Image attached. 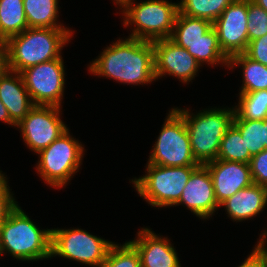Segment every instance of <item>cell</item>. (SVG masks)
Here are the masks:
<instances>
[{
    "label": "cell",
    "instance_id": "cell-9",
    "mask_svg": "<svg viewBox=\"0 0 267 267\" xmlns=\"http://www.w3.org/2000/svg\"><path fill=\"white\" fill-rule=\"evenodd\" d=\"M51 257L61 256L89 266L100 267L113 242L83 229H51Z\"/></svg>",
    "mask_w": 267,
    "mask_h": 267
},
{
    "label": "cell",
    "instance_id": "cell-12",
    "mask_svg": "<svg viewBox=\"0 0 267 267\" xmlns=\"http://www.w3.org/2000/svg\"><path fill=\"white\" fill-rule=\"evenodd\" d=\"M247 0H234L212 23L223 53L230 59L244 53L249 43Z\"/></svg>",
    "mask_w": 267,
    "mask_h": 267
},
{
    "label": "cell",
    "instance_id": "cell-38",
    "mask_svg": "<svg viewBox=\"0 0 267 267\" xmlns=\"http://www.w3.org/2000/svg\"><path fill=\"white\" fill-rule=\"evenodd\" d=\"M7 182V178L4 176V173L0 171V188Z\"/></svg>",
    "mask_w": 267,
    "mask_h": 267
},
{
    "label": "cell",
    "instance_id": "cell-29",
    "mask_svg": "<svg viewBox=\"0 0 267 267\" xmlns=\"http://www.w3.org/2000/svg\"><path fill=\"white\" fill-rule=\"evenodd\" d=\"M247 30L249 42L267 34V11L252 0H247Z\"/></svg>",
    "mask_w": 267,
    "mask_h": 267
},
{
    "label": "cell",
    "instance_id": "cell-4",
    "mask_svg": "<svg viewBox=\"0 0 267 267\" xmlns=\"http://www.w3.org/2000/svg\"><path fill=\"white\" fill-rule=\"evenodd\" d=\"M176 110L184 117L193 157L200 165L216 160L220 143L232 126L235 108H211L192 115L189 111ZM193 116V117H192Z\"/></svg>",
    "mask_w": 267,
    "mask_h": 267
},
{
    "label": "cell",
    "instance_id": "cell-1",
    "mask_svg": "<svg viewBox=\"0 0 267 267\" xmlns=\"http://www.w3.org/2000/svg\"><path fill=\"white\" fill-rule=\"evenodd\" d=\"M89 71L124 84H150L156 80L153 43L130 37L119 39L103 50Z\"/></svg>",
    "mask_w": 267,
    "mask_h": 267
},
{
    "label": "cell",
    "instance_id": "cell-7",
    "mask_svg": "<svg viewBox=\"0 0 267 267\" xmlns=\"http://www.w3.org/2000/svg\"><path fill=\"white\" fill-rule=\"evenodd\" d=\"M84 147L71 137L69 129L39 155L37 173L49 186L63 188L82 164Z\"/></svg>",
    "mask_w": 267,
    "mask_h": 267
},
{
    "label": "cell",
    "instance_id": "cell-13",
    "mask_svg": "<svg viewBox=\"0 0 267 267\" xmlns=\"http://www.w3.org/2000/svg\"><path fill=\"white\" fill-rule=\"evenodd\" d=\"M154 48V74L158 79L163 75L177 77L183 83L190 82L200 65L187 51L169 38L152 41Z\"/></svg>",
    "mask_w": 267,
    "mask_h": 267
},
{
    "label": "cell",
    "instance_id": "cell-3",
    "mask_svg": "<svg viewBox=\"0 0 267 267\" xmlns=\"http://www.w3.org/2000/svg\"><path fill=\"white\" fill-rule=\"evenodd\" d=\"M52 230L38 228L17 205L0 224V256L10 253L22 261L51 258Z\"/></svg>",
    "mask_w": 267,
    "mask_h": 267
},
{
    "label": "cell",
    "instance_id": "cell-22",
    "mask_svg": "<svg viewBox=\"0 0 267 267\" xmlns=\"http://www.w3.org/2000/svg\"><path fill=\"white\" fill-rule=\"evenodd\" d=\"M28 28H56L58 24V0H23ZM62 25V26H61Z\"/></svg>",
    "mask_w": 267,
    "mask_h": 267
},
{
    "label": "cell",
    "instance_id": "cell-24",
    "mask_svg": "<svg viewBox=\"0 0 267 267\" xmlns=\"http://www.w3.org/2000/svg\"><path fill=\"white\" fill-rule=\"evenodd\" d=\"M233 125L241 133L251 156L267 149V119H233Z\"/></svg>",
    "mask_w": 267,
    "mask_h": 267
},
{
    "label": "cell",
    "instance_id": "cell-19",
    "mask_svg": "<svg viewBox=\"0 0 267 267\" xmlns=\"http://www.w3.org/2000/svg\"><path fill=\"white\" fill-rule=\"evenodd\" d=\"M187 51L201 65L203 62L216 65L222 63L228 67L229 58L223 53L218 42V36L212 27L197 43H175Z\"/></svg>",
    "mask_w": 267,
    "mask_h": 267
},
{
    "label": "cell",
    "instance_id": "cell-35",
    "mask_svg": "<svg viewBox=\"0 0 267 267\" xmlns=\"http://www.w3.org/2000/svg\"><path fill=\"white\" fill-rule=\"evenodd\" d=\"M238 267H266L264 262L256 255L254 251Z\"/></svg>",
    "mask_w": 267,
    "mask_h": 267
},
{
    "label": "cell",
    "instance_id": "cell-18",
    "mask_svg": "<svg viewBox=\"0 0 267 267\" xmlns=\"http://www.w3.org/2000/svg\"><path fill=\"white\" fill-rule=\"evenodd\" d=\"M267 204V187L251 184L220 204L224 206L228 216L238 222L247 220L264 210Z\"/></svg>",
    "mask_w": 267,
    "mask_h": 267
},
{
    "label": "cell",
    "instance_id": "cell-14",
    "mask_svg": "<svg viewBox=\"0 0 267 267\" xmlns=\"http://www.w3.org/2000/svg\"><path fill=\"white\" fill-rule=\"evenodd\" d=\"M180 204L187 206L201 219L212 217L220 206L215 197L211 174L205 165H199L191 173L176 205Z\"/></svg>",
    "mask_w": 267,
    "mask_h": 267
},
{
    "label": "cell",
    "instance_id": "cell-33",
    "mask_svg": "<svg viewBox=\"0 0 267 267\" xmlns=\"http://www.w3.org/2000/svg\"><path fill=\"white\" fill-rule=\"evenodd\" d=\"M262 236L258 241L257 246L255 245V249L253 250L256 255L264 262L265 266L267 267V247H266V237L267 231H264Z\"/></svg>",
    "mask_w": 267,
    "mask_h": 267
},
{
    "label": "cell",
    "instance_id": "cell-23",
    "mask_svg": "<svg viewBox=\"0 0 267 267\" xmlns=\"http://www.w3.org/2000/svg\"><path fill=\"white\" fill-rule=\"evenodd\" d=\"M212 28V22L186 16L178 11L170 40L174 43H197Z\"/></svg>",
    "mask_w": 267,
    "mask_h": 267
},
{
    "label": "cell",
    "instance_id": "cell-17",
    "mask_svg": "<svg viewBox=\"0 0 267 267\" xmlns=\"http://www.w3.org/2000/svg\"><path fill=\"white\" fill-rule=\"evenodd\" d=\"M0 100L7 108L10 119L16 125L34 106L21 73L10 70L0 75Z\"/></svg>",
    "mask_w": 267,
    "mask_h": 267
},
{
    "label": "cell",
    "instance_id": "cell-21",
    "mask_svg": "<svg viewBox=\"0 0 267 267\" xmlns=\"http://www.w3.org/2000/svg\"><path fill=\"white\" fill-rule=\"evenodd\" d=\"M27 28L23 0H0V39L7 41Z\"/></svg>",
    "mask_w": 267,
    "mask_h": 267
},
{
    "label": "cell",
    "instance_id": "cell-25",
    "mask_svg": "<svg viewBox=\"0 0 267 267\" xmlns=\"http://www.w3.org/2000/svg\"><path fill=\"white\" fill-rule=\"evenodd\" d=\"M239 104L235 106L234 119H267V90L239 94Z\"/></svg>",
    "mask_w": 267,
    "mask_h": 267
},
{
    "label": "cell",
    "instance_id": "cell-27",
    "mask_svg": "<svg viewBox=\"0 0 267 267\" xmlns=\"http://www.w3.org/2000/svg\"><path fill=\"white\" fill-rule=\"evenodd\" d=\"M251 157L241 133L232 124L220 143L217 159L249 164Z\"/></svg>",
    "mask_w": 267,
    "mask_h": 267
},
{
    "label": "cell",
    "instance_id": "cell-15",
    "mask_svg": "<svg viewBox=\"0 0 267 267\" xmlns=\"http://www.w3.org/2000/svg\"><path fill=\"white\" fill-rule=\"evenodd\" d=\"M204 165L211 174L219 205L239 190L254 183L250 165L247 163L216 159Z\"/></svg>",
    "mask_w": 267,
    "mask_h": 267
},
{
    "label": "cell",
    "instance_id": "cell-20",
    "mask_svg": "<svg viewBox=\"0 0 267 267\" xmlns=\"http://www.w3.org/2000/svg\"><path fill=\"white\" fill-rule=\"evenodd\" d=\"M242 66L243 84L240 93L267 90V66L247 57L244 53L233 55L228 67Z\"/></svg>",
    "mask_w": 267,
    "mask_h": 267
},
{
    "label": "cell",
    "instance_id": "cell-30",
    "mask_svg": "<svg viewBox=\"0 0 267 267\" xmlns=\"http://www.w3.org/2000/svg\"><path fill=\"white\" fill-rule=\"evenodd\" d=\"M249 165L253 182L267 187V149L252 156Z\"/></svg>",
    "mask_w": 267,
    "mask_h": 267
},
{
    "label": "cell",
    "instance_id": "cell-6",
    "mask_svg": "<svg viewBox=\"0 0 267 267\" xmlns=\"http://www.w3.org/2000/svg\"><path fill=\"white\" fill-rule=\"evenodd\" d=\"M197 167H165L147 163V174L132 179V182L138 194L151 206H176L191 173Z\"/></svg>",
    "mask_w": 267,
    "mask_h": 267
},
{
    "label": "cell",
    "instance_id": "cell-34",
    "mask_svg": "<svg viewBox=\"0 0 267 267\" xmlns=\"http://www.w3.org/2000/svg\"><path fill=\"white\" fill-rule=\"evenodd\" d=\"M8 70L7 43L0 39V75Z\"/></svg>",
    "mask_w": 267,
    "mask_h": 267
},
{
    "label": "cell",
    "instance_id": "cell-32",
    "mask_svg": "<svg viewBox=\"0 0 267 267\" xmlns=\"http://www.w3.org/2000/svg\"><path fill=\"white\" fill-rule=\"evenodd\" d=\"M6 182L0 188V224L6 220L9 214L17 207V202L14 197L11 195L10 187Z\"/></svg>",
    "mask_w": 267,
    "mask_h": 267
},
{
    "label": "cell",
    "instance_id": "cell-10",
    "mask_svg": "<svg viewBox=\"0 0 267 267\" xmlns=\"http://www.w3.org/2000/svg\"><path fill=\"white\" fill-rule=\"evenodd\" d=\"M25 87L34 105L61 107L65 71L60 58L31 66L21 72Z\"/></svg>",
    "mask_w": 267,
    "mask_h": 267
},
{
    "label": "cell",
    "instance_id": "cell-28",
    "mask_svg": "<svg viewBox=\"0 0 267 267\" xmlns=\"http://www.w3.org/2000/svg\"><path fill=\"white\" fill-rule=\"evenodd\" d=\"M100 267H141L140 256L130 242L122 246L113 243Z\"/></svg>",
    "mask_w": 267,
    "mask_h": 267
},
{
    "label": "cell",
    "instance_id": "cell-36",
    "mask_svg": "<svg viewBox=\"0 0 267 267\" xmlns=\"http://www.w3.org/2000/svg\"><path fill=\"white\" fill-rule=\"evenodd\" d=\"M0 121H3L5 124L17 126L11 119L8 113L7 108L3 105L0 100Z\"/></svg>",
    "mask_w": 267,
    "mask_h": 267
},
{
    "label": "cell",
    "instance_id": "cell-31",
    "mask_svg": "<svg viewBox=\"0 0 267 267\" xmlns=\"http://www.w3.org/2000/svg\"><path fill=\"white\" fill-rule=\"evenodd\" d=\"M244 54L252 60L267 66V34L250 41Z\"/></svg>",
    "mask_w": 267,
    "mask_h": 267
},
{
    "label": "cell",
    "instance_id": "cell-11",
    "mask_svg": "<svg viewBox=\"0 0 267 267\" xmlns=\"http://www.w3.org/2000/svg\"><path fill=\"white\" fill-rule=\"evenodd\" d=\"M60 109L53 105H34L17 125L31 151L40 152L68 130L59 118Z\"/></svg>",
    "mask_w": 267,
    "mask_h": 267
},
{
    "label": "cell",
    "instance_id": "cell-2",
    "mask_svg": "<svg viewBox=\"0 0 267 267\" xmlns=\"http://www.w3.org/2000/svg\"><path fill=\"white\" fill-rule=\"evenodd\" d=\"M72 38L65 27L27 28L7 43L8 70L21 73L40 63L60 58L61 49Z\"/></svg>",
    "mask_w": 267,
    "mask_h": 267
},
{
    "label": "cell",
    "instance_id": "cell-8",
    "mask_svg": "<svg viewBox=\"0 0 267 267\" xmlns=\"http://www.w3.org/2000/svg\"><path fill=\"white\" fill-rule=\"evenodd\" d=\"M149 156V164L165 167L199 166L193 157L184 117L173 108Z\"/></svg>",
    "mask_w": 267,
    "mask_h": 267
},
{
    "label": "cell",
    "instance_id": "cell-5",
    "mask_svg": "<svg viewBox=\"0 0 267 267\" xmlns=\"http://www.w3.org/2000/svg\"><path fill=\"white\" fill-rule=\"evenodd\" d=\"M120 9L125 27L136 25L128 37L147 41L170 38L179 11L178 3L166 0L129 1Z\"/></svg>",
    "mask_w": 267,
    "mask_h": 267
},
{
    "label": "cell",
    "instance_id": "cell-39",
    "mask_svg": "<svg viewBox=\"0 0 267 267\" xmlns=\"http://www.w3.org/2000/svg\"><path fill=\"white\" fill-rule=\"evenodd\" d=\"M116 2V4H119V6H121V8L129 1H134V0H114Z\"/></svg>",
    "mask_w": 267,
    "mask_h": 267
},
{
    "label": "cell",
    "instance_id": "cell-16",
    "mask_svg": "<svg viewBox=\"0 0 267 267\" xmlns=\"http://www.w3.org/2000/svg\"><path fill=\"white\" fill-rule=\"evenodd\" d=\"M137 235V239L129 242L139 253L141 267H181L177 253L167 237L162 238L149 228H142Z\"/></svg>",
    "mask_w": 267,
    "mask_h": 267
},
{
    "label": "cell",
    "instance_id": "cell-26",
    "mask_svg": "<svg viewBox=\"0 0 267 267\" xmlns=\"http://www.w3.org/2000/svg\"><path fill=\"white\" fill-rule=\"evenodd\" d=\"M234 0H181L179 12L194 18H203L212 23L222 14L223 10Z\"/></svg>",
    "mask_w": 267,
    "mask_h": 267
},
{
    "label": "cell",
    "instance_id": "cell-37",
    "mask_svg": "<svg viewBox=\"0 0 267 267\" xmlns=\"http://www.w3.org/2000/svg\"><path fill=\"white\" fill-rule=\"evenodd\" d=\"M252 1L267 11V0H252Z\"/></svg>",
    "mask_w": 267,
    "mask_h": 267
}]
</instances>
